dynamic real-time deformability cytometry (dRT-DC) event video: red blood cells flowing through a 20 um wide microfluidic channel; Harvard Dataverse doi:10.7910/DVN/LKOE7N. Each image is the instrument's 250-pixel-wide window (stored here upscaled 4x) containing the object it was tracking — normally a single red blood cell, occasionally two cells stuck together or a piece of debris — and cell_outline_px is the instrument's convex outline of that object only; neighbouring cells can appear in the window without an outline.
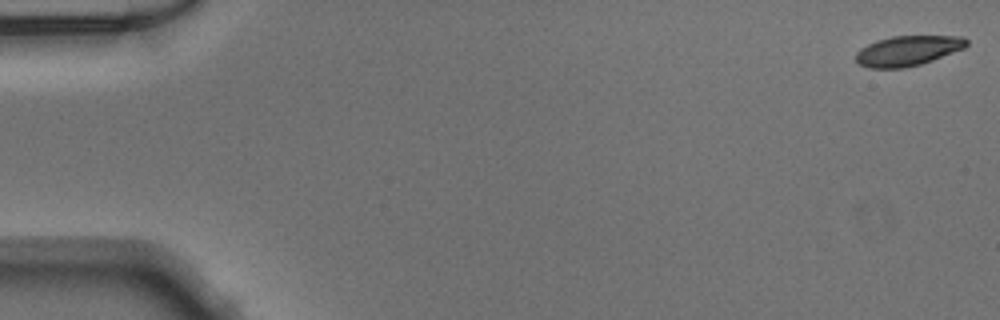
{"species": "Egyptian fruit bat (a non-hibernating species)", "species_latin": "Rousettus aegyptiacus", "temperature_condition": "warm", "stored_images_in_passage": 16, "camera_frame_rate_fps": 3000, "um_per_image_px": 0.085, "animal": {"sex": "male"}, "frame": {"image": 1, "passage_image": 1, "time_ms": 0.0, "image_size_px": [1000, 320], "cell_outline_px": [[968, 44], [964, 48], [932, 60], [920, 64], [900, 68], [868, 68], [860, 64], [856, 60], [856, 52], [860, 48], [876, 40], [892, 36], [964, 36], [968, 40]], "centroid_in_image_um": [77.15, 4.3], "position_along_channel_um": 7.8, "area_um2": 19.31}}
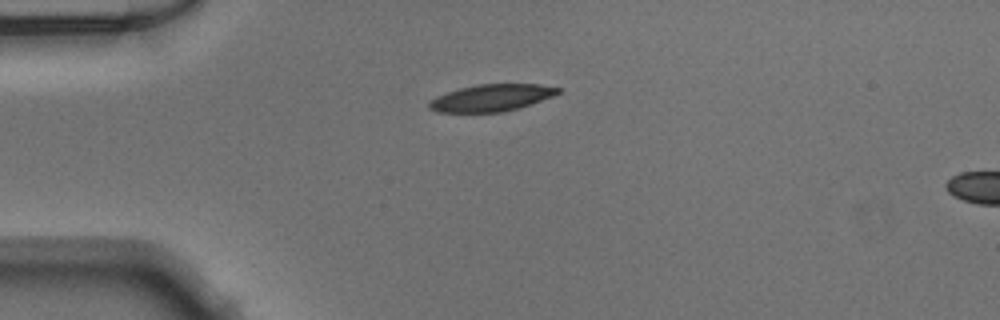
{"frame": {"image": 2, "passage_image": 13, "time_ms": 4.0, "image_size_px": [1000, 320], "cell_outline_px": [[560, 92], [552, 96], [516, 108], [500, 112], [436, 112], [428, 108], [428, 100], [436, 96], [460, 88], [476, 84], [540, 84], [560, 88]], "centroid_in_image_um": [41.7, 8.31], "position_along_channel_um": 43.3, "area_um2": 20.0}}